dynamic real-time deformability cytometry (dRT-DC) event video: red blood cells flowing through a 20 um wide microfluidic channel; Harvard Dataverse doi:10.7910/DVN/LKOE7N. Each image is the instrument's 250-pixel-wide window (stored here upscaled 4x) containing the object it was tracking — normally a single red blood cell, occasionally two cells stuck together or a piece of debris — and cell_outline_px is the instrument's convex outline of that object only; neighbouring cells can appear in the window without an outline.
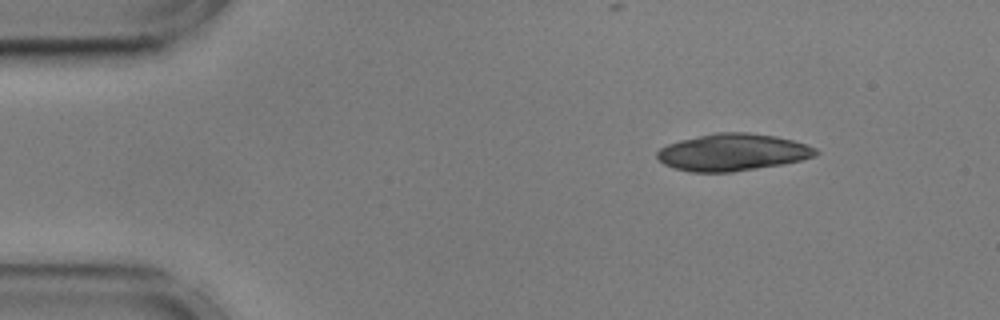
{"species": "common noctule bat (a hibernating species)", "species_latin": "Nyctalus noctula", "temperature_condition": "cold", "stored_images_in_passage": 36, "camera_frame_rate_fps": 3000, "um_per_image_px": 0.085, "animal": {"sex": "male", "body_mass_g": 17.9, "forearm_length_mm": 54.2}, "frame": {"image": 1, "passage_image": 1, "time_ms": 0.0, "image_size_px": [1000, 320], "cell_outline_px": [[820, 152], [816, 156], [784, 164], [732, 172], [688, 172], [672, 168], [664, 164], [656, 156], [656, 152], [660, 148], [668, 144], [680, 140], [716, 132], [748, 132], [776, 136], [792, 140], [816, 148]], "centroid_in_image_um": [62.26, 12.95], "position_along_channel_um": 22.7, "area_um2": 34.39}, "authors_computed_cell_mechanics": {"area_um2": 20.9525, "velocity_mm_per_s": 3.5959, "shape_relaxation_time_tau1_ms": 0.6011, "shape_relaxation_time_tau2_ms": 1.9704, "deformation_change_tau1": 0.2598, "deformation_change_tau2": 0.1058}}